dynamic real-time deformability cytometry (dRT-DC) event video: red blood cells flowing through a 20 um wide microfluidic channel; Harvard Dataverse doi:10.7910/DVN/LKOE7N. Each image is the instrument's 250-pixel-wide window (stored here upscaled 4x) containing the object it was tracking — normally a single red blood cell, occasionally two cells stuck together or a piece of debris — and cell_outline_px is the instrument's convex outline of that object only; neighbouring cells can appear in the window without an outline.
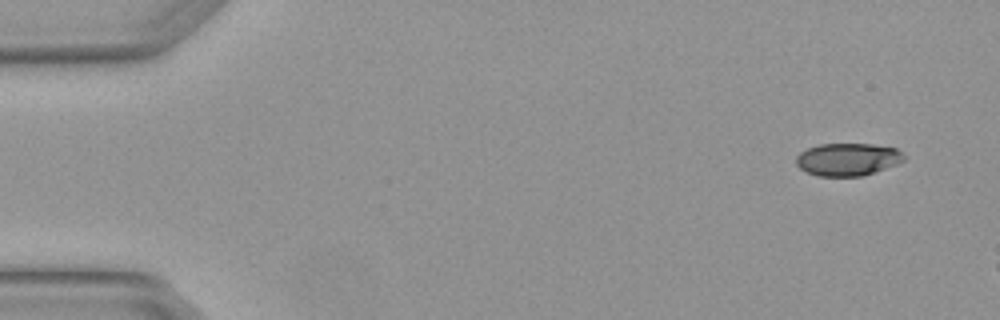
{"species": "Egyptian fruit bat (a non-hibernating species)", "species_latin": "Rousettus aegyptiacus", "temperature_condition": "warm", "stored_images_in_passage": 3, "camera_frame_rate_fps": 3000, "um_per_image_px": 0.085, "animal": {"sex": "female"}, "frame": {"image": 1, "passage_image": 1, "time_ms": 0.0, "image_size_px": [1000, 320], "cell_outline_px": [[904, 160], [896, 164], [860, 176], [816, 176], [800, 168], [796, 164], [796, 156], [800, 152], [808, 148], [820, 144], [872, 144], [896, 148], [904, 156]], "centroid_in_image_um": [72.01, 13.54], "position_along_channel_um": 13.0, "area_um2": 20.23}}